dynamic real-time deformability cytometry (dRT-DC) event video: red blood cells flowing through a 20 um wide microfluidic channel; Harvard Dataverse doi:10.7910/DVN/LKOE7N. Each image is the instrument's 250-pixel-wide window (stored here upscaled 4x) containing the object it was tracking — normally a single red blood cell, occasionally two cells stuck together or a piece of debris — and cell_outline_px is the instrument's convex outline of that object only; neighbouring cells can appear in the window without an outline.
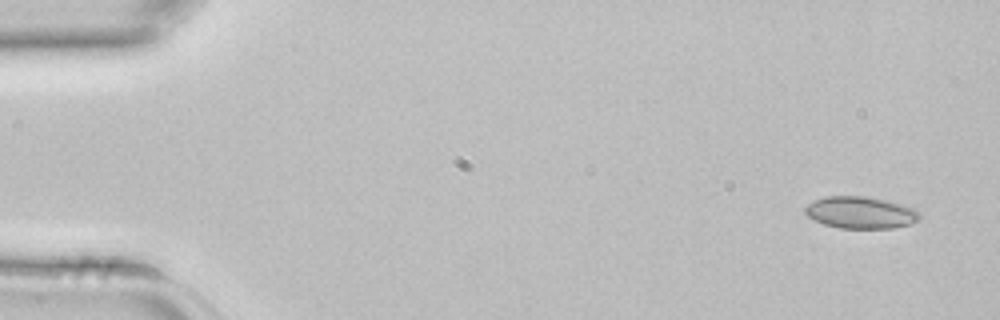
{"species": "common noctule bat (a hibernating species)", "species_latin": "Nyctalus noctula", "temperature_condition": "room temperature", "stored_images_in_passage": 3, "camera_frame_rate_fps": 3000, "um_per_image_px": 0.085, "animal": {"sex": "female", "body_mass_g": 22.7, "forearm_length_mm": 54.2}, "frame": {"image": 1, "passage_image": 1, "time_ms": 0.0, "image_size_px": [1000, 320], "cell_outline_px": [[920, 220], [912, 224], [892, 228], [840, 228], [824, 224], [808, 216], [804, 212], [804, 208], [808, 204], [824, 196], [868, 196], [888, 200], [912, 208], [920, 212]], "centroid_in_image_um": [73.18, 18.06], "position_along_channel_um": 11.8, "area_um2": 21.39}}
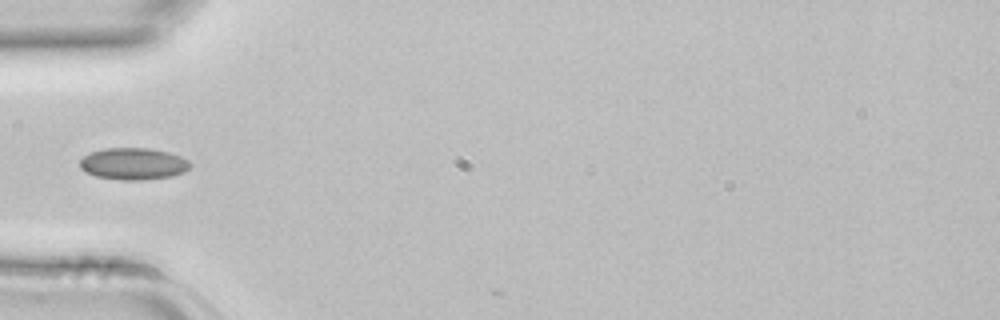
{"frame": {"image": 2, "passage_image": 3, "time_ms": 0.667, "image_size_px": [1000, 320], "cell_outline_px": [[192, 164], [184, 172], [172, 176], [140, 180], [120, 180], [96, 176], [84, 172], [80, 168], [80, 160], [88, 152], [104, 148], [148, 148], [168, 152], [180, 156], [188, 160]], "centroid_in_image_um": [11.3, 13.92], "position_along_channel_um": 73.7, "area_um2": 20.58}}